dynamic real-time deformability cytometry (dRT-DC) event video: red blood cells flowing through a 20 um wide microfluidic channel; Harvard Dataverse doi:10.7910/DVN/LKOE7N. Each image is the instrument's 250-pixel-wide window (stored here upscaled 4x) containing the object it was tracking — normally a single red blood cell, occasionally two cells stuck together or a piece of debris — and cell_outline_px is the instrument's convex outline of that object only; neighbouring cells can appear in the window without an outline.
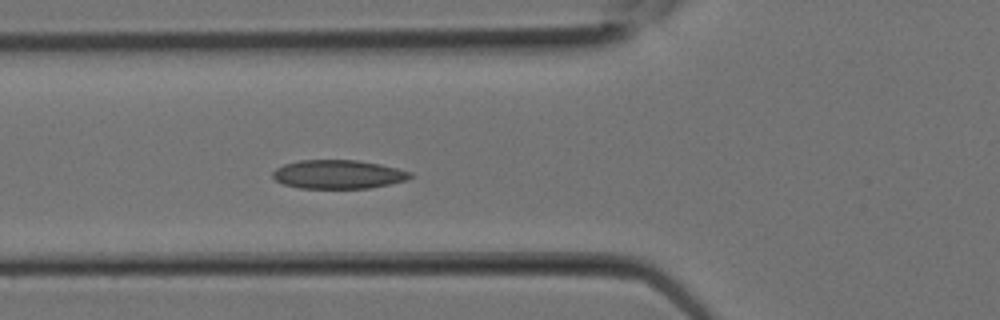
{"species": "Egyptian fruit bat (a non-hibernating species)", "species_latin": "Rousettus aegyptiacus", "temperature_condition": "room temperature", "stored_images_in_passage": 9, "camera_frame_rate_fps": 3000, "um_per_image_px": 0.085, "animal": {"sex": "female"}, "frame": {"image": 1, "passage_image": 9, "time_ms": 2.667, "image_size_px": [1000, 320], "cell_outline_px": [[412, 176], [408, 180], [368, 188], [300, 188], [284, 184], [276, 180], [272, 176], [272, 172], [276, 168], [284, 164], [300, 160], [356, 160], [380, 164], [412, 172]], "centroid_in_image_um": [28.74, 14.81], "position_along_channel_um": 97.1, "area_um2": 22.95}}